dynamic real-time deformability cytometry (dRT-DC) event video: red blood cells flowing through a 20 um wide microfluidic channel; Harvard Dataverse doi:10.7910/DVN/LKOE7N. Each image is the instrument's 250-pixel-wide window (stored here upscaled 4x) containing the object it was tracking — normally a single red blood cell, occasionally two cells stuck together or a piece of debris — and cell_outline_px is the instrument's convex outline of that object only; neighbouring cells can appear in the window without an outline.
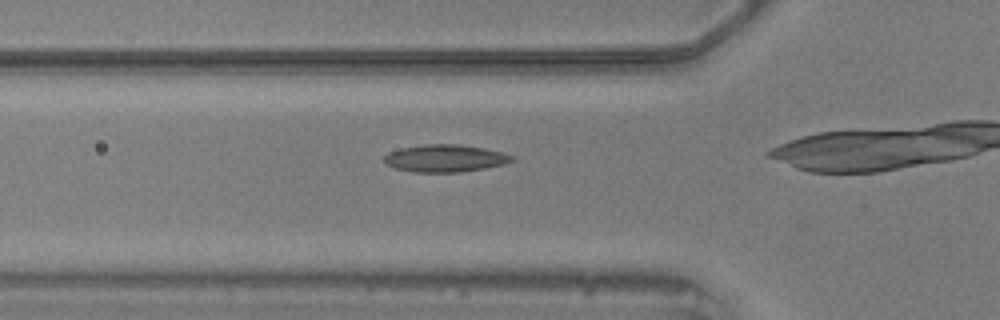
{"species": "common noctule bat (a hibernating species)", "species_latin": "Nyctalus noctula", "temperature_condition": "warm", "stored_images_in_passage": 37, "camera_frame_rate_fps": 3000, "um_per_image_px": 0.085, "animal": {"sex": "male", "body_mass_g": 20.5, "forearm_length_mm": 52.5}, "frame": {"image": 1, "passage_image": 13, "time_ms": 4.0, "image_size_px": [1000, 320], "cell_outline_px": [[516, 160], [504, 164], [484, 168], [460, 172], [412, 172], [396, 168], [384, 164], [384, 156], [388, 152], [400, 148], [424, 144], [456, 144], [484, 148], [516, 156]], "centroid_in_image_um": [37.82, 13.45], "position_along_channel_um": 88.0, "area_um2": 20.46}}
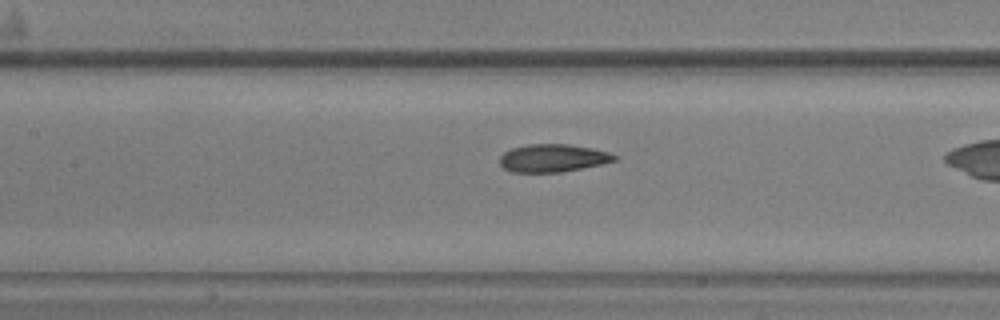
{"frame": {"image": 2, "passage_image": 19, "time_ms": 6.0, "image_size_px": [1000, 320], "cell_outline_px": [[620, 156], [616, 160], [600, 164], [560, 172], [512, 172], [504, 168], [500, 164], [500, 156], [504, 152], [512, 148], [528, 144], [568, 144], [592, 148], [608, 152]], "centroid_in_image_um": [46.99, 13.43], "position_along_channel_um": 160.4, "area_um2": 18.5}}
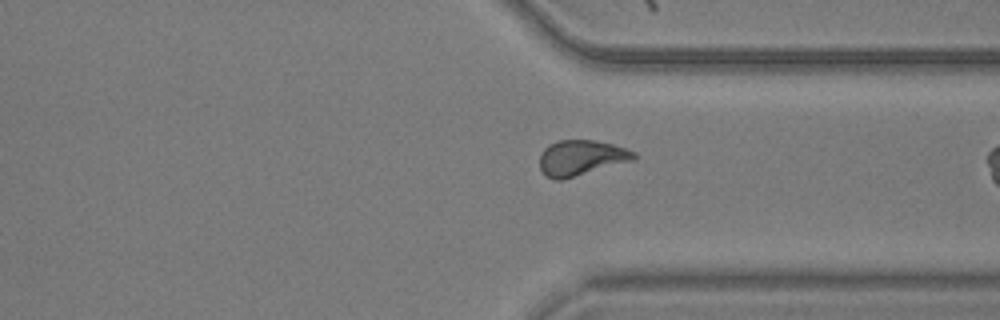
{"frame": {"image": 3, "passage_image": 36, "time_ms": 11.667, "image_size_px": [1000, 320], "cell_outline_px": [[636, 160], [560, 180], [552, 180], [544, 176], [540, 168], [540, 152], [548, 144], [556, 140], [596, 140], [612, 144], [636, 152]], "centroid_in_image_um": [49.37, 13.41], "position_along_channel_um": 362.0, "area_um2": 19.71}}